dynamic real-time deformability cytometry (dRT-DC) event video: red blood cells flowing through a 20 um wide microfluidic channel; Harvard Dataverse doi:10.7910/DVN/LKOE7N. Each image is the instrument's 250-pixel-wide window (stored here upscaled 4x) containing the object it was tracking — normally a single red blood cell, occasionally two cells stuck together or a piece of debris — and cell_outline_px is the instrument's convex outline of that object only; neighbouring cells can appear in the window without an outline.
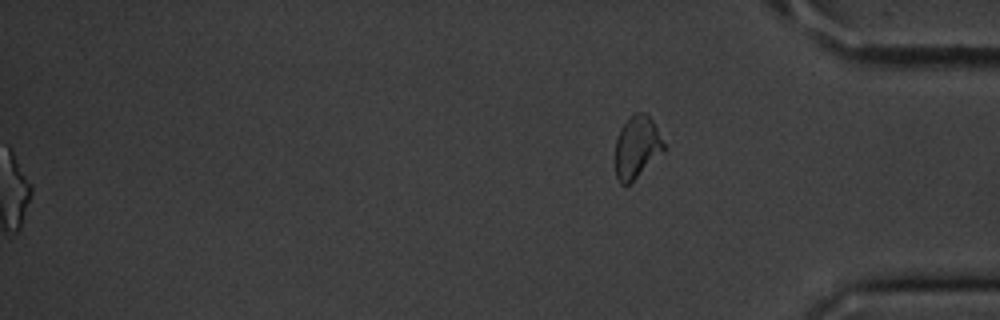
{"species": "common noctule bat (a hibernating species)", "species_latin": "Nyctalus noctula", "temperature_condition": "cold", "stored_images_in_passage": 42, "segment_of_instrument_passage": [2, 2], "camera_frame_rate_fps": 3000, "um_per_image_px": 0.085, "animal": {"sex": "male", "body_mass_g": 20.1, "forearm_length_mm": 53.5}, "frame": {"image": 1, "passage_image": 42, "time_ms": 13.667, "image_size_px": [1000, 320], "cell_outline_px": [[668, 148], [632, 184], [620, 184], [616, 176], [616, 140], [620, 128], [636, 112], [644, 112], [652, 120]], "centroid_in_image_um": [54.17, 12.56], "position_along_channel_um": 381.0, "area_um2": 17.92}}